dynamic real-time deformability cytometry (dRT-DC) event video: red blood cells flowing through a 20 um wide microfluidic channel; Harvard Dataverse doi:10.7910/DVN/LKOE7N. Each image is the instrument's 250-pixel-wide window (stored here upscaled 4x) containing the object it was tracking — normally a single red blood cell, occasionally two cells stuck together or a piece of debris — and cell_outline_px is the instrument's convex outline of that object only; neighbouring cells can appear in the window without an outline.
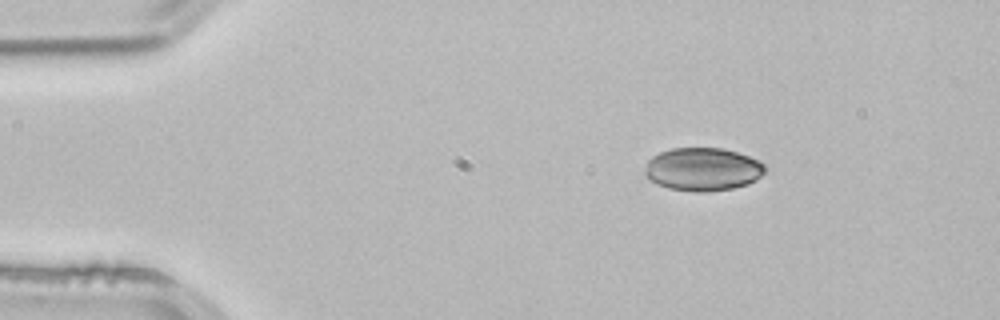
{"species": "common noctule bat (a hibernating species)", "species_latin": "Nyctalus noctula", "temperature_condition": "room temperature", "stored_images_in_passage": 4, "camera_frame_rate_fps": 3000, "um_per_image_px": 0.085, "animal": {"sex": "male", "body_mass_g": 21.5, "forearm_length_mm": 52.0}, "frame": {"image": 1, "passage_image": 2, "time_ms": 0.333, "image_size_px": [1000, 320], "cell_outline_px": [[764, 172], [756, 180], [748, 184], [732, 188], [704, 192], [696, 192], [668, 188], [656, 184], [648, 180], [644, 176], [644, 172], [648, 160], [652, 156], [660, 152], [672, 148], [724, 148], [760, 160], [764, 164]], "centroid_in_image_um": [59.7, 14.39], "position_along_channel_um": 25.3, "area_um2": 30.35}}
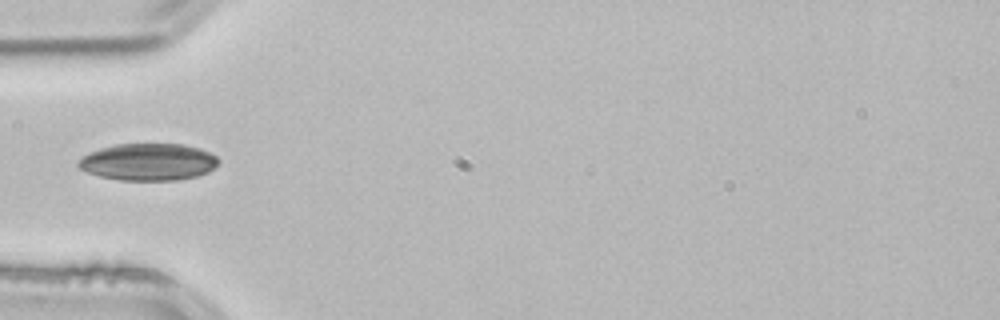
{"frame": {"image": 2, "passage_image": 3, "time_ms": 0.667, "image_size_px": [1000, 320], "cell_outline_px": [[220, 164], [208, 172], [196, 176], [176, 180], [120, 180], [100, 176], [88, 172], [80, 168], [76, 164], [84, 156], [100, 148], [116, 144], [184, 144], [200, 148], [216, 156], [220, 160]], "centroid_in_image_um": [12.65, 13.76], "position_along_channel_um": 72.3, "area_um2": 30.17}}